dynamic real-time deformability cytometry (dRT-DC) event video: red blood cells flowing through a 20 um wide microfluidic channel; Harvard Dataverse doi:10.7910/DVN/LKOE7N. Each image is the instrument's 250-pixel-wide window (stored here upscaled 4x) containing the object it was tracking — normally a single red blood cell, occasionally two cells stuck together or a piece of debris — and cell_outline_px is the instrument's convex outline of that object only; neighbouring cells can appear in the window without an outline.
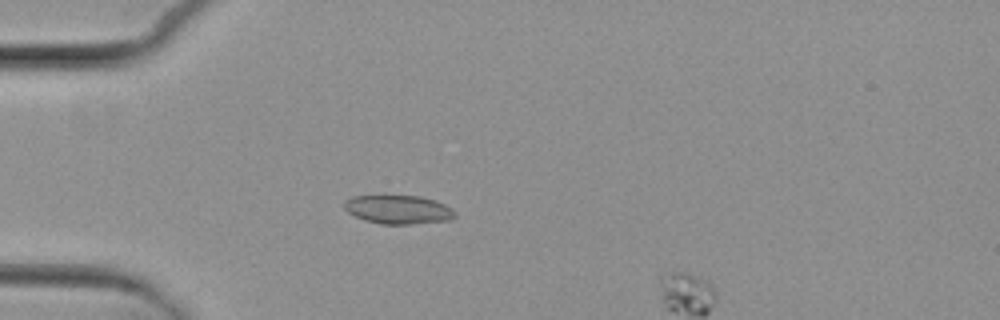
{"species": "common noctule bat (a hibernating species)", "species_latin": "Nyctalus noctula", "temperature_condition": "cold", "stored_images_in_passage": 4, "camera_frame_rate_fps": 3000, "um_per_image_px": 0.085, "animal": {"sex": "female", "body_mass_g": 29.2, "forearm_length_mm": 56.3}, "frame": {"image": 1, "passage_image": 3, "time_ms": 3.333, "image_size_px": [1000, 320], "cell_outline_px": [[456, 216], [452, 220], [412, 224], [380, 224], [364, 220], [348, 212], [344, 208], [344, 200], [352, 196], [420, 196], [436, 200], [452, 208], [456, 212]], "centroid_in_image_um": [33.88, 17.81], "position_along_channel_um": 51.1, "area_um2": 18.67}}